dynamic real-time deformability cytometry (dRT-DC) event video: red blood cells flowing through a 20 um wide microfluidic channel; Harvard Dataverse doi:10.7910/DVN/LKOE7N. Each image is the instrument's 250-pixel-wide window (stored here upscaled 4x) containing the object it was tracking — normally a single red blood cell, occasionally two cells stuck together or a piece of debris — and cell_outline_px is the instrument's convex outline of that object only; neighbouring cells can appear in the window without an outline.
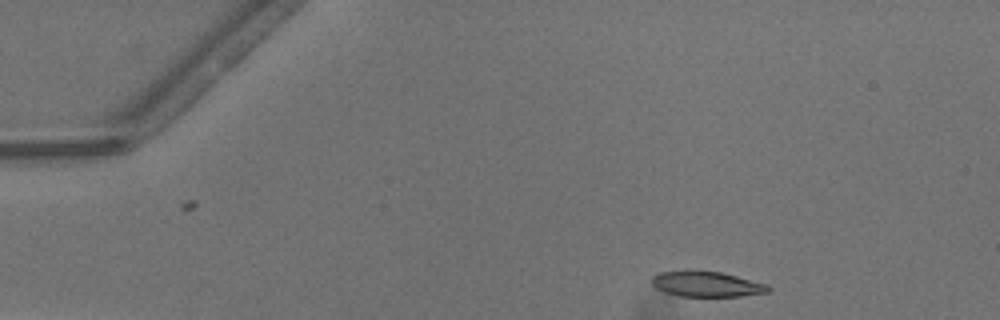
{"species": "common noctule bat (a hibernating species)", "species_latin": "Nyctalus noctula", "temperature_condition": "warm", "stored_images_in_passage": 32, "camera_frame_rate_fps": 3000, "um_per_image_px": 0.085, "animal": {"sex": "male", "body_mass_g": 13.3}, "frame": {"image": 1, "passage_image": 1, "time_ms": 0.0, "image_size_px": [1000, 320], "cell_outline_px": [[772, 288], [768, 292], [740, 296], [680, 296], [664, 292], [656, 288], [652, 284], [652, 276], [660, 272], [684, 268], [692, 268], [720, 272], [768, 284]], "centroid_in_image_um": [60.01, 24.11], "position_along_channel_um": 25.0, "area_um2": 17.74}}
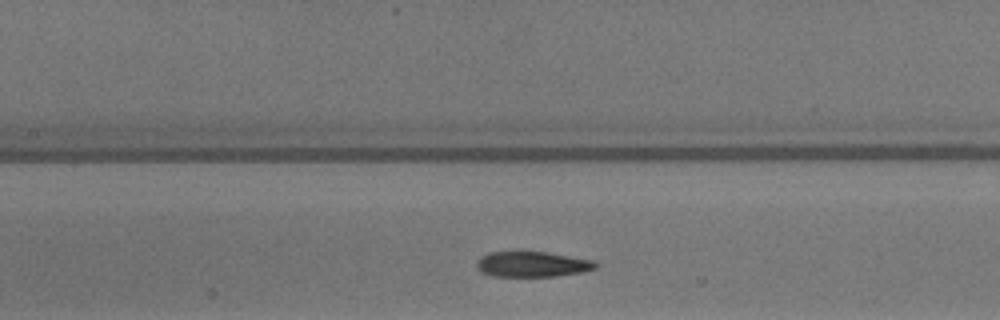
{"frame": {"image": 2, "passage_image": 17, "time_ms": 5.333, "image_size_px": [1000, 320], "cell_outline_px": [[600, 264], [596, 268], [580, 272], [556, 276], [492, 276], [480, 272], [476, 264], [476, 260], [480, 256], [488, 252], [544, 252], [592, 260]], "centroid_in_image_um": [45.19, 22.46], "position_along_channel_um": 162.2, "area_um2": 17.51}}
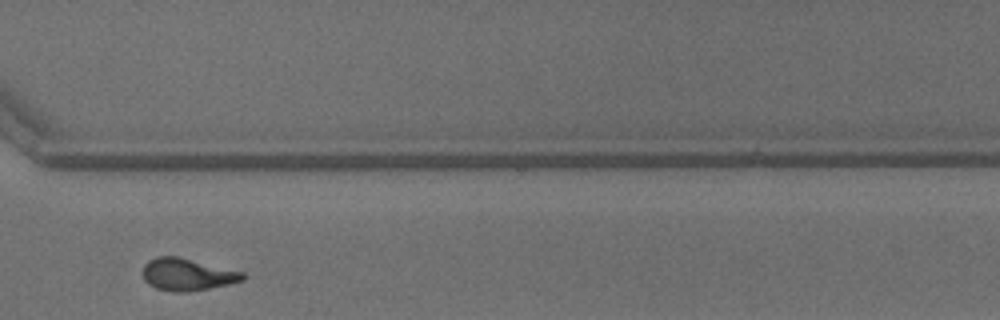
{"frame": {"image": 3, "passage_image": 31, "time_ms": 10.0, "image_size_px": [1000, 320], "cell_outline_px": [[248, 276], [244, 280], [228, 284], [188, 292], [176, 292], [156, 288], [148, 284], [144, 280], [144, 264], [148, 260], [156, 256], [180, 256], [244, 272]], "centroid_in_image_um": [15.94, 23.31], "position_along_channel_um": 354.7, "area_um2": 18.9}, "authors_computed_cell_mechanics": {"area_um2": 18.3515, "velocity_mm_per_s": 4.1321, "shape_relaxation_time_tau1_ms": 7.9399, "shape_relaxation_time_tau2_ms": 1.7177, "deformation_change_tau1": 0.285, "deformation_change_tau2": 0.0823}}